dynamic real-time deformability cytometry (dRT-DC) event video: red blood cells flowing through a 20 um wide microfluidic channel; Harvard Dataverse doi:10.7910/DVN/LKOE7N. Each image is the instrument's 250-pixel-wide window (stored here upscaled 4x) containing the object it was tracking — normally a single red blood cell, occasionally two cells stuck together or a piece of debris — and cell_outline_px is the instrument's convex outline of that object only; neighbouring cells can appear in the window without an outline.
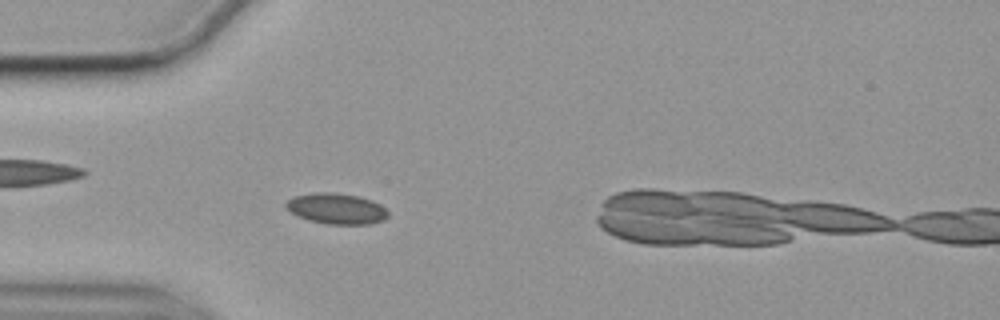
{"species": "common noctule bat (a hibernating species)", "species_latin": "Nyctalus noctula", "temperature_condition": "cold", "stored_images_in_passage": 46, "camera_frame_rate_fps": 3000, "um_per_image_px": 0.085, "animal": {"sex": "female", "body_mass_g": 19.9}, "frame": {"image": 1, "passage_image": 5, "time_ms": 1.333, "image_size_px": [1000, 320], "cell_outline_px": [[388, 216], [384, 220], [372, 224], [328, 224], [308, 220], [296, 216], [284, 208], [284, 204], [288, 200], [296, 196], [316, 192], [332, 192], [356, 196], [372, 200], [380, 204], [388, 212]], "centroid_in_image_um": [28.58, 17.74], "position_along_channel_um": 56.4, "area_um2": 18.38}}
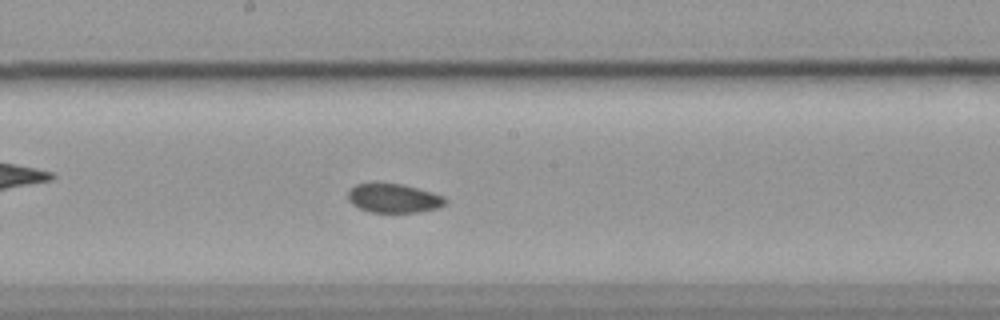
{"frame": {"image": 2, "passage_image": 19, "time_ms": 6.0, "image_size_px": [1000, 320], "cell_outline_px": [[448, 200], [440, 208], [416, 212], [372, 212], [360, 208], [352, 204], [348, 200], [348, 188], [356, 184], [400, 184], [432, 192], [444, 196]], "centroid_in_image_um": [33.47, 16.86], "position_along_channel_um": 214.7, "area_um2": 16.3}}
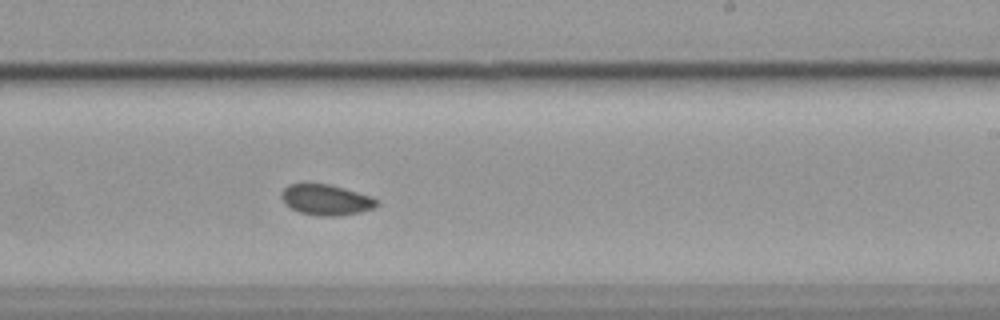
{"frame": {"image": 3, "passage_image": 23, "time_ms": 7.333, "image_size_px": [1000, 320], "cell_outline_px": [[380, 204], [372, 208], [360, 212], [336, 216], [320, 216], [300, 212], [284, 204], [280, 196], [280, 192], [288, 184], [328, 184], [344, 188], [372, 196], [380, 200]], "centroid_in_image_um": [27.72, 16.98], "position_along_channel_um": 261.3, "area_um2": 17.11}, "authors_computed_cell_mechanics": {"area_um2": 17.1088, "velocity_mm_per_s": 3.507, "shape_relaxation_time_tau1_ms": null, "shape_relaxation_time_tau2_ms": 4.1587, "deformation_change_tau1": null, "deformation_change_tau2": 0.049}}